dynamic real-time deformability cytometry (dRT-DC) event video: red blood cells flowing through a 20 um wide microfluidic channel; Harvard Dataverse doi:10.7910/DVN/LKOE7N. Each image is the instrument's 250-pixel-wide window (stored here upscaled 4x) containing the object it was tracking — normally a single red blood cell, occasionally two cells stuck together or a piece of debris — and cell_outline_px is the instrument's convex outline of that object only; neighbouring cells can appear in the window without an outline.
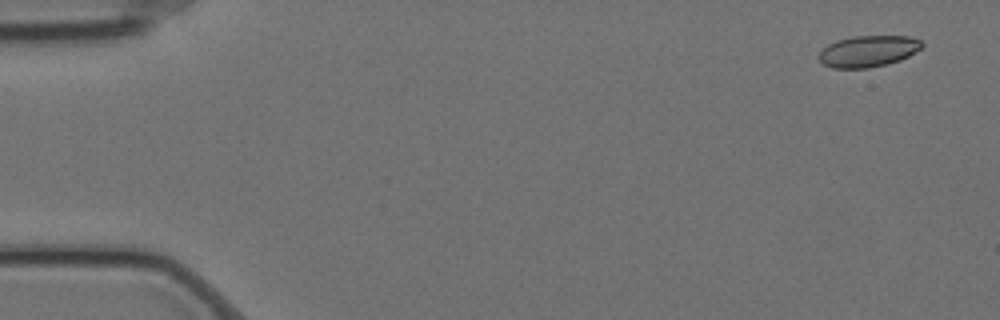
{"species": "Egyptian fruit bat (a non-hibernating species)", "species_latin": "Rousettus aegyptiacus", "temperature_condition": "cold", "stored_images_in_passage": 5, "camera_frame_rate_fps": 3000, "um_per_image_px": 0.085, "animal": {"sex": "female"}, "frame": {"image": 1, "passage_image": 1, "time_ms": 0.0, "image_size_px": [1000, 320], "cell_outline_px": [[924, 44], [920, 48], [908, 56], [900, 60], [888, 64], [868, 68], [832, 68], [824, 64], [816, 56], [828, 44], [836, 40], [852, 36], [912, 36], [920, 40]], "centroid_in_image_um": [73.78, 4.35], "position_along_channel_um": 11.2, "area_um2": 18.9}}
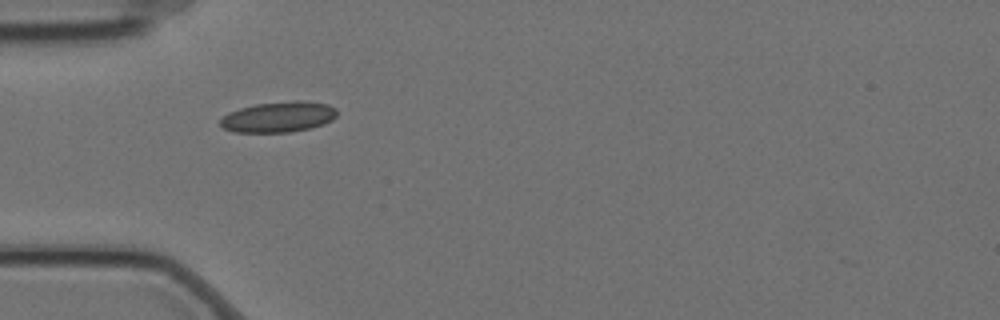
{"frame": {"image": 2, "passage_image": 4, "time_ms": 1.0, "image_size_px": [1000, 320], "cell_outline_px": [[336, 116], [332, 120], [324, 124], [308, 128], [288, 132], [236, 132], [224, 128], [220, 124], [220, 120], [228, 112], [240, 108], [256, 104], [296, 100], [300, 100], [328, 104], [336, 108]], "centroid_in_image_um": [23.68, 9.93], "position_along_channel_um": 61.3, "area_um2": 20.69}}
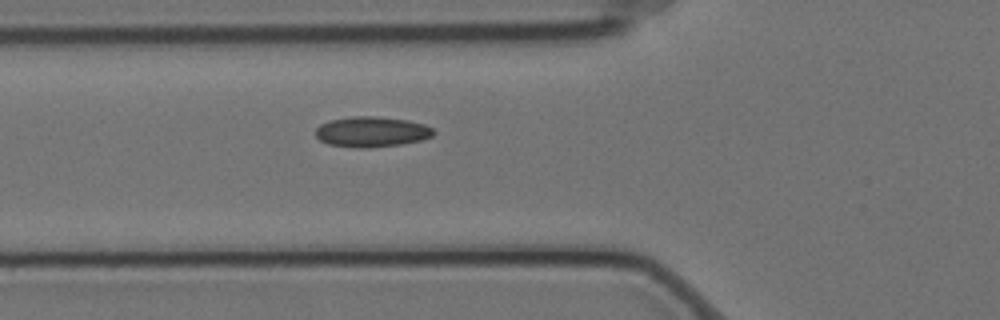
{"frame": {"image": 3, "passage_image": 5, "time_ms": 1.333, "image_size_px": [1000, 320], "cell_outline_px": [[436, 132], [432, 136], [420, 140], [400, 144], [368, 148], [356, 148], [328, 144], [320, 140], [316, 136], [316, 128], [320, 124], [328, 120], [352, 116], [376, 116], [408, 120], [424, 124], [432, 128]], "centroid_in_image_um": [31.57, 11.19], "position_along_channel_um": 94.2, "area_um2": 20.98}}